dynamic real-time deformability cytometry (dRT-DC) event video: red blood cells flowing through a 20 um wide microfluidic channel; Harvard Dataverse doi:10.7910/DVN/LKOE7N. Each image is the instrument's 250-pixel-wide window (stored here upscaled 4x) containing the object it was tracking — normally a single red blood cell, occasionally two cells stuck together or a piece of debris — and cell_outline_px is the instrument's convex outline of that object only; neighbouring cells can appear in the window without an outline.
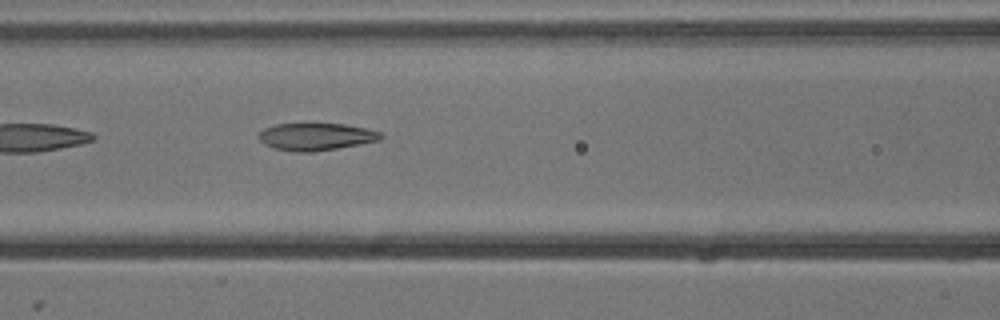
{"species": "common noctule bat (a hibernating species)", "species_latin": "Nyctalus noctula", "temperature_condition": "cold", "stored_images_in_passage": 7, "camera_frame_rate_fps": 3000, "um_per_image_px": 0.085, "animal": {"sex": "male", "body_mass_g": 13.3}, "frame": {"image": 1, "passage_image": 7, "time_ms": 2.0, "image_size_px": [1000, 320], "cell_outline_px": [[384, 136], [380, 140], [336, 148], [312, 152], [296, 152], [276, 148], [264, 144], [256, 136], [264, 128], [276, 124], [304, 120], [344, 124], [368, 128], [380, 132]], "centroid_in_image_um": [26.82, 11.55], "position_along_channel_um": 139.8, "area_um2": 20.29}}